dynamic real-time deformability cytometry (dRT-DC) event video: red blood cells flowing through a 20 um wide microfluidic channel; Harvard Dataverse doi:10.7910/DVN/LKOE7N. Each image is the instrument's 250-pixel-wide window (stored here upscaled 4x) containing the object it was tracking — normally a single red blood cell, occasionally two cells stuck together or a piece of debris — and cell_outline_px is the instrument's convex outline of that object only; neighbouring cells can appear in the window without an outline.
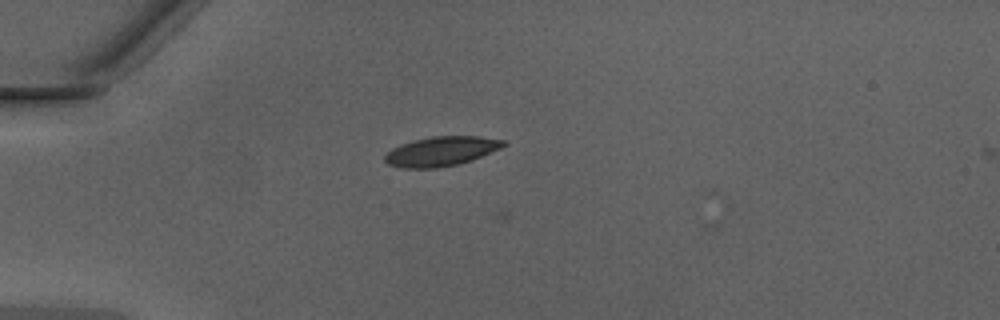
{"species": "Egyptian fruit bat (a non-hibernating species)", "species_latin": "Rousettus aegyptiacus", "temperature_condition": "warm", "stored_images_in_passage": 5, "camera_frame_rate_fps": 3000, "um_per_image_px": 0.085, "animal": {"sex": "male"}, "frame": {"image": 1, "passage_image": 4, "time_ms": 1.0, "image_size_px": [1000, 320], "cell_outline_px": [[508, 144], [500, 148], [472, 160], [456, 164], [436, 168], [400, 168], [388, 164], [384, 160], [384, 156], [392, 148], [416, 140], [432, 136], [480, 136], [504, 140]], "centroid_in_image_um": [37.51, 12.86], "position_along_channel_um": 47.5, "area_um2": 20.17}}